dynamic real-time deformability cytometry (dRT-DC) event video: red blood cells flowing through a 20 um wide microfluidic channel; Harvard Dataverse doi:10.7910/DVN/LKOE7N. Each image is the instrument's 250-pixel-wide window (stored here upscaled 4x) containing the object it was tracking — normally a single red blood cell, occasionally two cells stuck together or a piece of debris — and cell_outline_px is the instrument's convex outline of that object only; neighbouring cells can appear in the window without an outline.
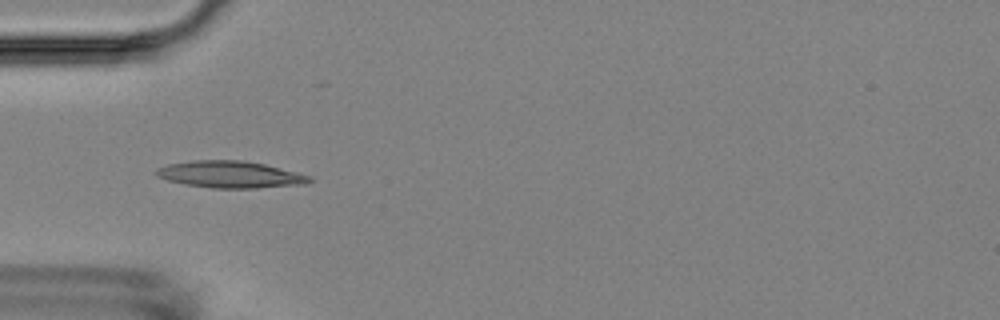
{"species": "Egyptian fruit bat (a non-hibernating species)", "species_latin": "Rousettus aegyptiacus", "temperature_condition": "room temperature", "stored_images_in_passage": 5, "camera_frame_rate_fps": 3000, "um_per_image_px": 0.085, "animal": {"sex": "female"}, "frame": {"image": 1, "passage_image": 4, "time_ms": 3.667, "image_size_px": [1000, 320], "cell_outline_px": [[312, 180], [304, 184], [256, 188], [212, 188], [184, 184], [168, 180], [156, 176], [156, 168], [168, 164], [192, 160], [244, 160], [264, 164], [312, 176]], "centroid_in_image_um": [19.55, 14.83], "position_along_channel_um": 65.5, "area_um2": 23.93}}